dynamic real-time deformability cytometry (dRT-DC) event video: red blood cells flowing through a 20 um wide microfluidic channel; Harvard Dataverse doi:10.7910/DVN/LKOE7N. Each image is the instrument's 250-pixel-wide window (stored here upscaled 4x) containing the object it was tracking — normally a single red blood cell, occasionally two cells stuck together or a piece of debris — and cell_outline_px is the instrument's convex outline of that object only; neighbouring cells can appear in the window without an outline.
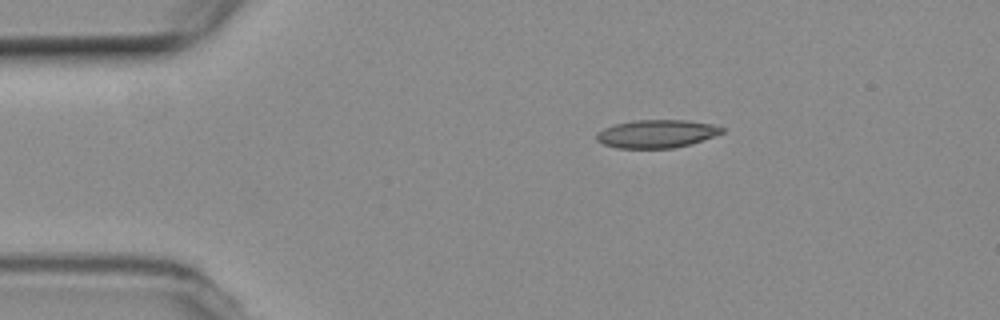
{"species": "common noctule bat (a hibernating species)", "species_latin": "Nyctalus noctula", "temperature_condition": "room temperature", "stored_images_in_passage": 3, "camera_frame_rate_fps": 3000, "um_per_image_px": 0.085, "animal": {"sex": "female", "body_mass_g": 19.3, "forearm_length_mm": 54.1}, "frame": {"image": 1, "passage_image": 1, "time_ms": 0.0, "image_size_px": [1000, 320], "cell_outline_px": [[724, 132], [692, 144], [672, 148], [616, 148], [604, 144], [596, 140], [596, 132], [604, 128], [616, 124], [636, 120], [688, 120], [712, 124], [724, 128]], "centroid_in_image_um": [55.81, 11.37], "position_along_channel_um": 29.2, "area_um2": 20.52}}